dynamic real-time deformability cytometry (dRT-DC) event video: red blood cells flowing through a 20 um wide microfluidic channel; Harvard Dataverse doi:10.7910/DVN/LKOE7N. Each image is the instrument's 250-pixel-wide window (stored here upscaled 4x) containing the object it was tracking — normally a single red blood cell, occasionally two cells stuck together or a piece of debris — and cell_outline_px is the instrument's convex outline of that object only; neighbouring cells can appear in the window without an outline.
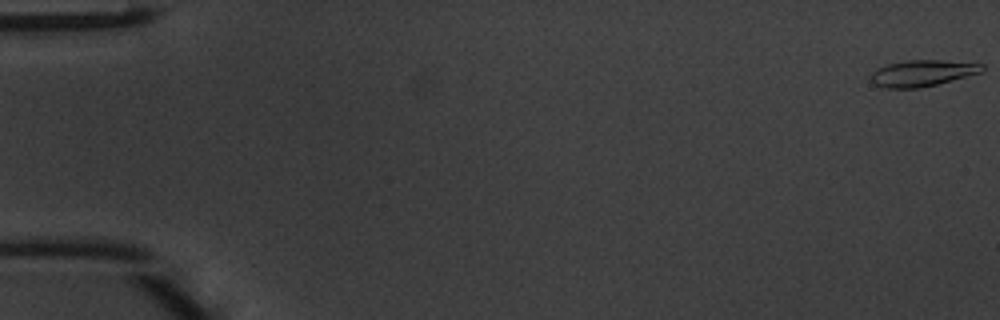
{"species": "common noctule bat (a hibernating species)", "species_latin": "Nyctalus noctula", "temperature_condition": "warm", "stored_images_in_passage": 12, "camera_frame_rate_fps": 3000, "um_per_image_px": 0.085, "animal": {"sex": "male", "body_mass_g": 20.1, "forearm_length_mm": 53.5}, "frame": {"image": 1, "passage_image": 1, "time_ms": 0.0, "image_size_px": [1000, 320], "cell_outline_px": [[984, 68], [980, 72], [936, 84], [920, 88], [884, 88], [876, 84], [868, 76], [872, 72], [888, 64], [908, 60], [944, 60], [984, 64]], "centroid_in_image_um": [78.38, 6.21], "position_along_channel_um": 6.6, "area_um2": 16.76}}